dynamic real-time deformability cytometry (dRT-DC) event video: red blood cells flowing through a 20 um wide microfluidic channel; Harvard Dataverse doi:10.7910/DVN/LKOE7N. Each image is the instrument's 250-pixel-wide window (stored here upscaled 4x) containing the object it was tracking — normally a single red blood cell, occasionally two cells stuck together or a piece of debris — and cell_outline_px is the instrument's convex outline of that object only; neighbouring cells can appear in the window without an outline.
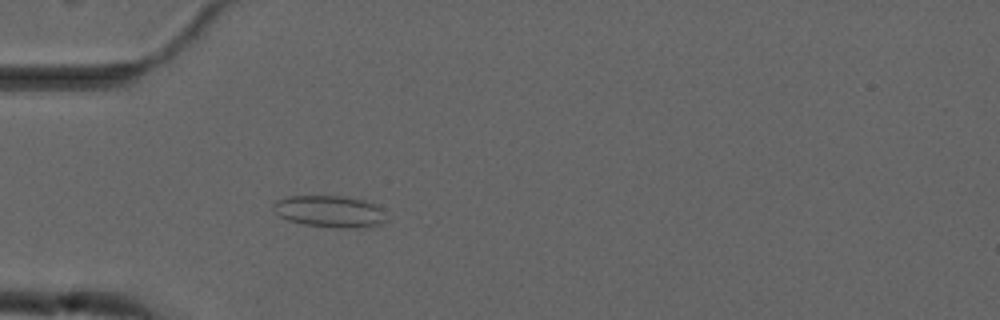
{"species": "common noctule bat (a hibernating species)", "species_latin": "Nyctalus noctula", "temperature_condition": "cold", "stored_images_in_passage": 4, "camera_frame_rate_fps": 3000, "um_per_image_px": 0.085, "animal": {"sex": "male", "forearm_length_mm": 52.5}, "frame": {"image": 1, "passage_image": 4, "time_ms": 3.333, "image_size_px": [1000, 320], "cell_outline_px": [[384, 220], [380, 224], [356, 228], [340, 228], [304, 224], [288, 220], [280, 216], [272, 208], [272, 204], [276, 200], [288, 196], [344, 196], [364, 200], [376, 204], [380, 208]], "centroid_in_image_um": [27.97, 17.96], "position_along_channel_um": 57.0, "area_um2": 20.69}}